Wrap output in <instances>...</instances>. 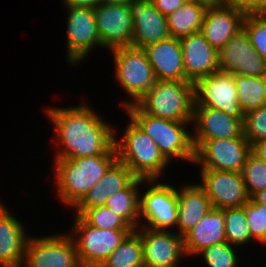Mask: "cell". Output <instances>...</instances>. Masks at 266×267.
I'll return each instance as SVG.
<instances>
[{"mask_svg":"<svg viewBox=\"0 0 266 267\" xmlns=\"http://www.w3.org/2000/svg\"><path fill=\"white\" fill-rule=\"evenodd\" d=\"M234 81L244 115L266 104L262 77L234 75Z\"/></svg>","mask_w":266,"mask_h":267,"instance_id":"29","label":"cell"},{"mask_svg":"<svg viewBox=\"0 0 266 267\" xmlns=\"http://www.w3.org/2000/svg\"><path fill=\"white\" fill-rule=\"evenodd\" d=\"M159 181V179L143 181L145 190L140 192L139 227L175 231L177 226L178 184L175 187L171 182L163 183L162 179Z\"/></svg>","mask_w":266,"mask_h":267,"instance_id":"8","label":"cell"},{"mask_svg":"<svg viewBox=\"0 0 266 267\" xmlns=\"http://www.w3.org/2000/svg\"><path fill=\"white\" fill-rule=\"evenodd\" d=\"M11 212L0 200V267H21L31 234L23 221Z\"/></svg>","mask_w":266,"mask_h":267,"instance_id":"19","label":"cell"},{"mask_svg":"<svg viewBox=\"0 0 266 267\" xmlns=\"http://www.w3.org/2000/svg\"><path fill=\"white\" fill-rule=\"evenodd\" d=\"M194 104V83L158 80L137 103L146 114L177 122H192Z\"/></svg>","mask_w":266,"mask_h":267,"instance_id":"6","label":"cell"},{"mask_svg":"<svg viewBox=\"0 0 266 267\" xmlns=\"http://www.w3.org/2000/svg\"><path fill=\"white\" fill-rule=\"evenodd\" d=\"M117 160L113 146L106 154L76 159H53L54 190L60 203L72 209ZM70 207V208H69Z\"/></svg>","mask_w":266,"mask_h":267,"instance_id":"2","label":"cell"},{"mask_svg":"<svg viewBox=\"0 0 266 267\" xmlns=\"http://www.w3.org/2000/svg\"><path fill=\"white\" fill-rule=\"evenodd\" d=\"M225 5L233 6L244 14H264L266 0H225Z\"/></svg>","mask_w":266,"mask_h":267,"instance_id":"37","label":"cell"},{"mask_svg":"<svg viewBox=\"0 0 266 267\" xmlns=\"http://www.w3.org/2000/svg\"><path fill=\"white\" fill-rule=\"evenodd\" d=\"M114 64V78L122 91L130 97L121 100L120 107L137 104L155 85L156 77L147 55L142 48L118 47L109 51ZM127 99V100H126Z\"/></svg>","mask_w":266,"mask_h":267,"instance_id":"5","label":"cell"},{"mask_svg":"<svg viewBox=\"0 0 266 267\" xmlns=\"http://www.w3.org/2000/svg\"><path fill=\"white\" fill-rule=\"evenodd\" d=\"M262 81H263V87H264V98L266 101V73L264 76H262Z\"/></svg>","mask_w":266,"mask_h":267,"instance_id":"44","label":"cell"},{"mask_svg":"<svg viewBox=\"0 0 266 267\" xmlns=\"http://www.w3.org/2000/svg\"><path fill=\"white\" fill-rule=\"evenodd\" d=\"M250 198L266 188V162L250 153L241 171Z\"/></svg>","mask_w":266,"mask_h":267,"instance_id":"33","label":"cell"},{"mask_svg":"<svg viewBox=\"0 0 266 267\" xmlns=\"http://www.w3.org/2000/svg\"><path fill=\"white\" fill-rule=\"evenodd\" d=\"M144 267H181L187 258L183 237L172 230L138 227Z\"/></svg>","mask_w":266,"mask_h":267,"instance_id":"13","label":"cell"},{"mask_svg":"<svg viewBox=\"0 0 266 267\" xmlns=\"http://www.w3.org/2000/svg\"><path fill=\"white\" fill-rule=\"evenodd\" d=\"M244 208L251 238L266 247V206L250 198Z\"/></svg>","mask_w":266,"mask_h":267,"instance_id":"34","label":"cell"},{"mask_svg":"<svg viewBox=\"0 0 266 267\" xmlns=\"http://www.w3.org/2000/svg\"><path fill=\"white\" fill-rule=\"evenodd\" d=\"M144 180L136 177L126 188L109 195L105 204L133 230L140 226V192Z\"/></svg>","mask_w":266,"mask_h":267,"instance_id":"26","label":"cell"},{"mask_svg":"<svg viewBox=\"0 0 266 267\" xmlns=\"http://www.w3.org/2000/svg\"><path fill=\"white\" fill-rule=\"evenodd\" d=\"M87 224L99 229L133 230L120 216L106 206L91 209H74Z\"/></svg>","mask_w":266,"mask_h":267,"instance_id":"31","label":"cell"},{"mask_svg":"<svg viewBox=\"0 0 266 267\" xmlns=\"http://www.w3.org/2000/svg\"><path fill=\"white\" fill-rule=\"evenodd\" d=\"M21 267H82L68 233L37 235L27 240Z\"/></svg>","mask_w":266,"mask_h":267,"instance_id":"9","label":"cell"},{"mask_svg":"<svg viewBox=\"0 0 266 267\" xmlns=\"http://www.w3.org/2000/svg\"><path fill=\"white\" fill-rule=\"evenodd\" d=\"M82 103V104H81ZM76 106L48 105L44 112L55 137L54 159H76L106 154L114 146V127L85 101ZM99 113V115H98ZM53 124V125H52Z\"/></svg>","mask_w":266,"mask_h":267,"instance_id":"1","label":"cell"},{"mask_svg":"<svg viewBox=\"0 0 266 267\" xmlns=\"http://www.w3.org/2000/svg\"><path fill=\"white\" fill-rule=\"evenodd\" d=\"M150 2L166 17L181 7L186 0H150Z\"/></svg>","mask_w":266,"mask_h":267,"instance_id":"38","label":"cell"},{"mask_svg":"<svg viewBox=\"0 0 266 267\" xmlns=\"http://www.w3.org/2000/svg\"><path fill=\"white\" fill-rule=\"evenodd\" d=\"M206 7L195 1H186L173 13L166 16L171 37L181 38L200 32Z\"/></svg>","mask_w":266,"mask_h":267,"instance_id":"27","label":"cell"},{"mask_svg":"<svg viewBox=\"0 0 266 267\" xmlns=\"http://www.w3.org/2000/svg\"><path fill=\"white\" fill-rule=\"evenodd\" d=\"M251 153L257 158L266 162V138L260 139L251 144Z\"/></svg>","mask_w":266,"mask_h":267,"instance_id":"39","label":"cell"},{"mask_svg":"<svg viewBox=\"0 0 266 267\" xmlns=\"http://www.w3.org/2000/svg\"><path fill=\"white\" fill-rule=\"evenodd\" d=\"M128 5L133 20L131 46L143 49L171 37L166 17L150 0H130Z\"/></svg>","mask_w":266,"mask_h":267,"instance_id":"18","label":"cell"},{"mask_svg":"<svg viewBox=\"0 0 266 267\" xmlns=\"http://www.w3.org/2000/svg\"><path fill=\"white\" fill-rule=\"evenodd\" d=\"M93 11L102 48L110 51L131 46L133 20L128 3L112 5L98 2Z\"/></svg>","mask_w":266,"mask_h":267,"instance_id":"14","label":"cell"},{"mask_svg":"<svg viewBox=\"0 0 266 267\" xmlns=\"http://www.w3.org/2000/svg\"><path fill=\"white\" fill-rule=\"evenodd\" d=\"M158 81H189L184 72L179 38L169 37L143 48Z\"/></svg>","mask_w":266,"mask_h":267,"instance_id":"21","label":"cell"},{"mask_svg":"<svg viewBox=\"0 0 266 267\" xmlns=\"http://www.w3.org/2000/svg\"><path fill=\"white\" fill-rule=\"evenodd\" d=\"M136 176L118 159L72 209L105 206L109 195L126 188Z\"/></svg>","mask_w":266,"mask_h":267,"instance_id":"25","label":"cell"},{"mask_svg":"<svg viewBox=\"0 0 266 267\" xmlns=\"http://www.w3.org/2000/svg\"><path fill=\"white\" fill-rule=\"evenodd\" d=\"M66 62L78 66L87 61L93 49L102 48L93 8L66 7Z\"/></svg>","mask_w":266,"mask_h":267,"instance_id":"10","label":"cell"},{"mask_svg":"<svg viewBox=\"0 0 266 267\" xmlns=\"http://www.w3.org/2000/svg\"><path fill=\"white\" fill-rule=\"evenodd\" d=\"M206 8L219 7L225 5V0H192Z\"/></svg>","mask_w":266,"mask_h":267,"instance_id":"41","label":"cell"},{"mask_svg":"<svg viewBox=\"0 0 266 267\" xmlns=\"http://www.w3.org/2000/svg\"><path fill=\"white\" fill-rule=\"evenodd\" d=\"M243 135L250 145L266 138V104L244 115Z\"/></svg>","mask_w":266,"mask_h":267,"instance_id":"36","label":"cell"},{"mask_svg":"<svg viewBox=\"0 0 266 267\" xmlns=\"http://www.w3.org/2000/svg\"><path fill=\"white\" fill-rule=\"evenodd\" d=\"M244 17L243 12L229 5L207 8L200 32L211 46L219 51L243 28Z\"/></svg>","mask_w":266,"mask_h":267,"instance_id":"22","label":"cell"},{"mask_svg":"<svg viewBox=\"0 0 266 267\" xmlns=\"http://www.w3.org/2000/svg\"><path fill=\"white\" fill-rule=\"evenodd\" d=\"M180 43L185 76L190 82L219 71L218 51L201 32L181 37Z\"/></svg>","mask_w":266,"mask_h":267,"instance_id":"20","label":"cell"},{"mask_svg":"<svg viewBox=\"0 0 266 267\" xmlns=\"http://www.w3.org/2000/svg\"><path fill=\"white\" fill-rule=\"evenodd\" d=\"M130 0H98V2L103 4H121V3H128Z\"/></svg>","mask_w":266,"mask_h":267,"instance_id":"43","label":"cell"},{"mask_svg":"<svg viewBox=\"0 0 266 267\" xmlns=\"http://www.w3.org/2000/svg\"><path fill=\"white\" fill-rule=\"evenodd\" d=\"M226 241L238 248L255 243L248 228L244 206L224 209ZM246 245V246H245Z\"/></svg>","mask_w":266,"mask_h":267,"instance_id":"30","label":"cell"},{"mask_svg":"<svg viewBox=\"0 0 266 267\" xmlns=\"http://www.w3.org/2000/svg\"><path fill=\"white\" fill-rule=\"evenodd\" d=\"M251 153V145L242 134L238 138L204 141L194 151L193 165L199 169L241 172Z\"/></svg>","mask_w":266,"mask_h":267,"instance_id":"11","label":"cell"},{"mask_svg":"<svg viewBox=\"0 0 266 267\" xmlns=\"http://www.w3.org/2000/svg\"><path fill=\"white\" fill-rule=\"evenodd\" d=\"M124 112L155 142L160 152L171 164L173 160L194 163L190 128L192 122H177L154 117L146 114L137 104L127 106Z\"/></svg>","mask_w":266,"mask_h":267,"instance_id":"4","label":"cell"},{"mask_svg":"<svg viewBox=\"0 0 266 267\" xmlns=\"http://www.w3.org/2000/svg\"><path fill=\"white\" fill-rule=\"evenodd\" d=\"M199 173L201 180L197 183L205 191L213 208L242 207L249 201L241 172L200 169Z\"/></svg>","mask_w":266,"mask_h":267,"instance_id":"15","label":"cell"},{"mask_svg":"<svg viewBox=\"0 0 266 267\" xmlns=\"http://www.w3.org/2000/svg\"><path fill=\"white\" fill-rule=\"evenodd\" d=\"M192 124L194 151L206 140L238 138L243 134L240 119L208 107H194Z\"/></svg>","mask_w":266,"mask_h":267,"instance_id":"17","label":"cell"},{"mask_svg":"<svg viewBox=\"0 0 266 267\" xmlns=\"http://www.w3.org/2000/svg\"><path fill=\"white\" fill-rule=\"evenodd\" d=\"M177 186V228L182 237L192 229L213 207L203 188L196 182Z\"/></svg>","mask_w":266,"mask_h":267,"instance_id":"23","label":"cell"},{"mask_svg":"<svg viewBox=\"0 0 266 267\" xmlns=\"http://www.w3.org/2000/svg\"><path fill=\"white\" fill-rule=\"evenodd\" d=\"M252 199L261 205L266 206V188L262 191L257 192Z\"/></svg>","mask_w":266,"mask_h":267,"instance_id":"42","label":"cell"},{"mask_svg":"<svg viewBox=\"0 0 266 267\" xmlns=\"http://www.w3.org/2000/svg\"><path fill=\"white\" fill-rule=\"evenodd\" d=\"M116 129L119 130L114 128V147L120 162L138 178L160 180L162 175L165 176V169L171 163L163 156L155 142L129 116L122 136L117 135Z\"/></svg>","mask_w":266,"mask_h":267,"instance_id":"3","label":"cell"},{"mask_svg":"<svg viewBox=\"0 0 266 267\" xmlns=\"http://www.w3.org/2000/svg\"><path fill=\"white\" fill-rule=\"evenodd\" d=\"M218 62L219 70L233 75L262 77L266 73V62L251 45L244 28L218 51Z\"/></svg>","mask_w":266,"mask_h":267,"instance_id":"16","label":"cell"},{"mask_svg":"<svg viewBox=\"0 0 266 267\" xmlns=\"http://www.w3.org/2000/svg\"><path fill=\"white\" fill-rule=\"evenodd\" d=\"M243 28L247 32L255 51L266 62V15L245 14Z\"/></svg>","mask_w":266,"mask_h":267,"instance_id":"35","label":"cell"},{"mask_svg":"<svg viewBox=\"0 0 266 267\" xmlns=\"http://www.w3.org/2000/svg\"><path fill=\"white\" fill-rule=\"evenodd\" d=\"M238 248L230 245L227 241L211 245L199 252L196 256L202 257L205 267H239L241 258L238 254ZM239 258V259H238Z\"/></svg>","mask_w":266,"mask_h":267,"instance_id":"32","label":"cell"},{"mask_svg":"<svg viewBox=\"0 0 266 267\" xmlns=\"http://www.w3.org/2000/svg\"><path fill=\"white\" fill-rule=\"evenodd\" d=\"M100 267H144L139 233L132 230Z\"/></svg>","mask_w":266,"mask_h":267,"instance_id":"28","label":"cell"},{"mask_svg":"<svg viewBox=\"0 0 266 267\" xmlns=\"http://www.w3.org/2000/svg\"><path fill=\"white\" fill-rule=\"evenodd\" d=\"M72 237L82 267H100L132 230L99 229L73 215Z\"/></svg>","mask_w":266,"mask_h":267,"instance_id":"7","label":"cell"},{"mask_svg":"<svg viewBox=\"0 0 266 267\" xmlns=\"http://www.w3.org/2000/svg\"><path fill=\"white\" fill-rule=\"evenodd\" d=\"M194 97V107L218 109L244 121L234 75L231 73L219 70L198 79L194 83Z\"/></svg>","mask_w":266,"mask_h":267,"instance_id":"12","label":"cell"},{"mask_svg":"<svg viewBox=\"0 0 266 267\" xmlns=\"http://www.w3.org/2000/svg\"><path fill=\"white\" fill-rule=\"evenodd\" d=\"M63 7H89L94 8L98 0H61Z\"/></svg>","mask_w":266,"mask_h":267,"instance_id":"40","label":"cell"},{"mask_svg":"<svg viewBox=\"0 0 266 267\" xmlns=\"http://www.w3.org/2000/svg\"><path fill=\"white\" fill-rule=\"evenodd\" d=\"M187 257H194L211 245L226 242L224 209L212 208L184 236Z\"/></svg>","mask_w":266,"mask_h":267,"instance_id":"24","label":"cell"}]
</instances>
